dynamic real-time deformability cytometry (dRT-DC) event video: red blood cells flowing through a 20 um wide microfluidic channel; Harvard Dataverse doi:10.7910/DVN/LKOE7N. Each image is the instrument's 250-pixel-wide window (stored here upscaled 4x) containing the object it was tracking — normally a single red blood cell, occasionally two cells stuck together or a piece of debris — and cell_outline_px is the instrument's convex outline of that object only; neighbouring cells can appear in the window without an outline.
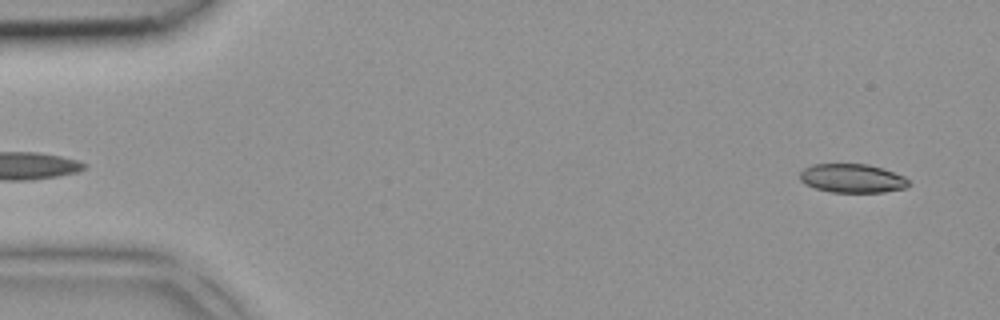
{"species": "common noctule bat (a hibernating species)", "species_latin": "Nyctalus noctula", "temperature_condition": "room temperature", "stored_images_in_passage": 3, "camera_frame_rate_fps": 3000, "um_per_image_px": 0.085, "animal": {"sex": "female", "body_mass_g": 18.4}, "frame": {"image": 1, "passage_image": 3, "time_ms": 0.667, "image_size_px": [1000, 320], "cell_outline_px": [[908, 184], [904, 188], [884, 192], [832, 192], [816, 188], [804, 184], [800, 180], [800, 172], [804, 168], [812, 164], [868, 164], [904, 176], [908, 180]], "centroid_in_image_um": [72.39, 15.15], "position_along_channel_um": 12.6, "area_um2": 18.09}}